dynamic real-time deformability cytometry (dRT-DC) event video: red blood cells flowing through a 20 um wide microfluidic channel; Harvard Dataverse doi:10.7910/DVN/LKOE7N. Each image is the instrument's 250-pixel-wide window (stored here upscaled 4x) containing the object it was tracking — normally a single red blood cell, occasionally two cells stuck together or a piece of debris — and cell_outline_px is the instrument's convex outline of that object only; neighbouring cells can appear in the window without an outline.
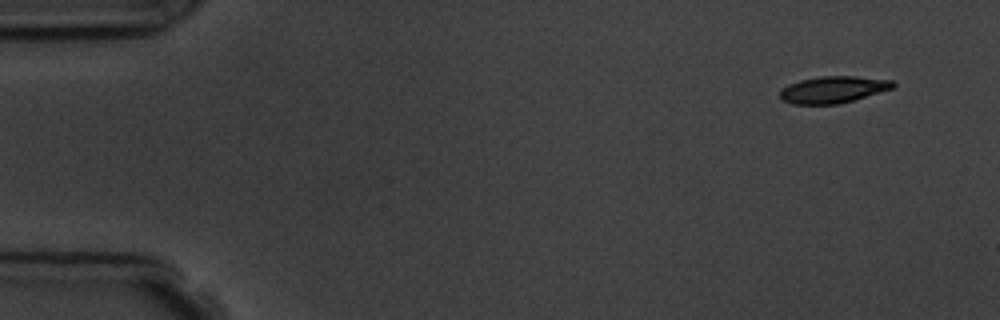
{"species": "common noctule bat (a hibernating species)", "species_latin": "Nyctalus noctula", "temperature_condition": "room temperature", "stored_images_in_passage": 4, "camera_frame_rate_fps": 3000, "um_per_image_px": 0.085, "animal": {"sex": "male", "body_mass_g": 19.5, "forearm_length_mm": 54.6}, "frame": {"image": 1, "passage_image": 1, "time_ms": 0.0, "image_size_px": [1000, 320], "cell_outline_px": [[896, 84], [892, 88], [840, 104], [792, 104], [780, 100], [780, 92], [788, 84], [800, 80], [820, 76], [856, 76], [892, 80]], "centroid_in_image_um": [70.79, 7.61], "position_along_channel_um": 14.2, "area_um2": 17.57}}